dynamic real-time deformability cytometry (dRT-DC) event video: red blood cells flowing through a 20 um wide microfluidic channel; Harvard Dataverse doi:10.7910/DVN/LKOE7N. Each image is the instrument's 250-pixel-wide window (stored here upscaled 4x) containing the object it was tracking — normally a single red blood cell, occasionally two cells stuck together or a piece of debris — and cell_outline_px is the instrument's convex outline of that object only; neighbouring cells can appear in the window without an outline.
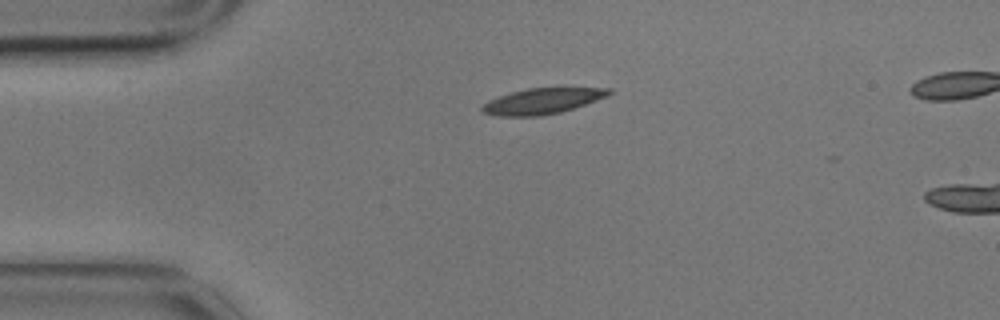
{"species": "common noctule bat (a hibernating species)", "species_latin": "Nyctalus noctula", "temperature_condition": "cold", "stored_images_in_passage": 3, "camera_frame_rate_fps": 3000, "um_per_image_px": 0.085, "animal": {"sex": "male", "body_mass_g": 17.9}, "frame": {"image": 1, "passage_image": 1, "time_ms": 0.0, "image_size_px": [1000, 320], "cell_outline_px": [[612, 92], [608, 96], [560, 112], [540, 116], [496, 116], [480, 112], [480, 108], [488, 100], [512, 92], [528, 88], [612, 88]], "centroid_in_image_um": [46.06, 8.6], "position_along_channel_um": 38.9, "area_um2": 18.84}}